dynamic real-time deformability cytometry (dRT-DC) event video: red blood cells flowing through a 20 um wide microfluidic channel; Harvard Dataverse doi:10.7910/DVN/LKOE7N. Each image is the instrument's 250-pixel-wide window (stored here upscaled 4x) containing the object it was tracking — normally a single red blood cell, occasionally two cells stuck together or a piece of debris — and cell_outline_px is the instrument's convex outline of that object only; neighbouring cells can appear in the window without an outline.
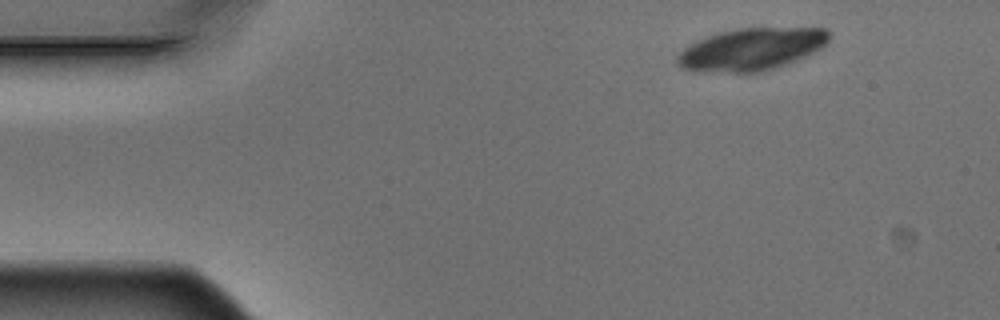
{"species": "Egyptian fruit bat (a non-hibernating species)", "species_latin": "Rousettus aegyptiacus", "temperature_condition": "warm", "stored_images_in_passage": 4, "camera_frame_rate_fps": 3000, "um_per_image_px": 0.085, "animal": {"sex": "male"}, "frame": {"image": 1, "passage_image": 1, "time_ms": 0.0, "image_size_px": [1000, 320], "cell_outline_px": [[832, 36], [828, 44], [796, 60], [776, 68], [760, 72], [696, 72], [684, 68], [676, 64], [676, 56], [688, 44], [708, 36], [720, 32], [736, 28], [824, 28]], "centroid_in_image_um": [63.85, 4.19], "position_along_channel_um": 21.2, "area_um2": 37.51}}